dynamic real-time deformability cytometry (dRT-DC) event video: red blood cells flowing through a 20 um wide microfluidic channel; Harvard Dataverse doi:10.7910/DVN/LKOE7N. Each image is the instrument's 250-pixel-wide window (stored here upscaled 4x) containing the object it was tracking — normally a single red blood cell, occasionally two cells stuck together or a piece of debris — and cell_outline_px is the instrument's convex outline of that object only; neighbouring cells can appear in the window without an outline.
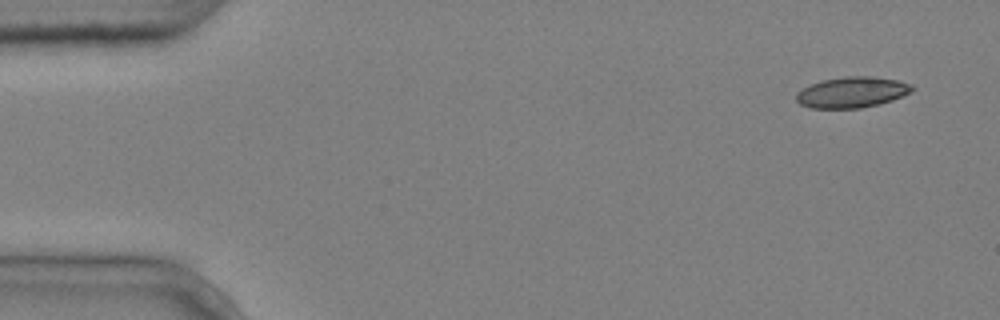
{"species": "common noctule bat (a hibernating species)", "species_latin": "Nyctalus noctula", "temperature_condition": "cold", "stored_images_in_passage": 4, "camera_frame_rate_fps": 3000, "um_per_image_px": 0.085, "animal": {"sex": "male", "body_mass_g": 20.4}, "frame": {"image": 1, "passage_image": 1, "time_ms": 0.0, "image_size_px": [1000, 320], "cell_outline_px": [[916, 88], [892, 100], [880, 104], [860, 108], [812, 108], [800, 104], [796, 100], [796, 92], [812, 84], [824, 80], [848, 76], [872, 76], [896, 80], [912, 84]], "centroid_in_image_um": [72.42, 7.84], "position_along_channel_um": 12.6, "area_um2": 20.58}}